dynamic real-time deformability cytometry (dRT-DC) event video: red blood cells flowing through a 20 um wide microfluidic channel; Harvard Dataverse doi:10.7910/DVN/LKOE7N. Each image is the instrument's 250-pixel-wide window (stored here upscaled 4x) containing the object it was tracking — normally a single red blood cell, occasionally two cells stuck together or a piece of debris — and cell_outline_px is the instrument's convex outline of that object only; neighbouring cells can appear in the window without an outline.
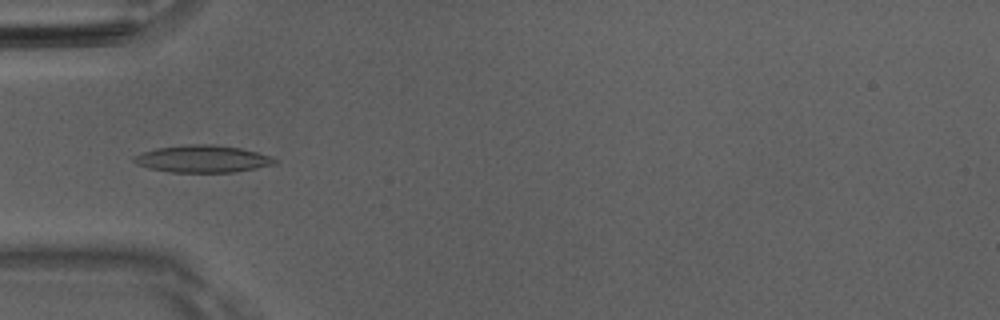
{"species": "Egyptian fruit bat (a non-hibernating species)", "species_latin": "Rousettus aegyptiacus", "temperature_condition": "room temperature", "stored_images_in_passage": 17, "camera_frame_rate_fps": 3000, "um_per_image_px": 0.085, "animal": {"sex": "male"}, "frame": {"image": 1, "passage_image": 3, "time_ms": 0.667, "image_size_px": [1000, 320], "cell_outline_px": [[280, 160], [276, 164], [256, 168], [232, 172], [168, 172], [148, 168], [136, 164], [132, 160], [132, 156], [156, 148], [184, 144], [212, 144], [240, 148], [256, 152]], "centroid_in_image_um": [17.19, 13.5], "position_along_channel_um": 67.8, "area_um2": 22.37}}